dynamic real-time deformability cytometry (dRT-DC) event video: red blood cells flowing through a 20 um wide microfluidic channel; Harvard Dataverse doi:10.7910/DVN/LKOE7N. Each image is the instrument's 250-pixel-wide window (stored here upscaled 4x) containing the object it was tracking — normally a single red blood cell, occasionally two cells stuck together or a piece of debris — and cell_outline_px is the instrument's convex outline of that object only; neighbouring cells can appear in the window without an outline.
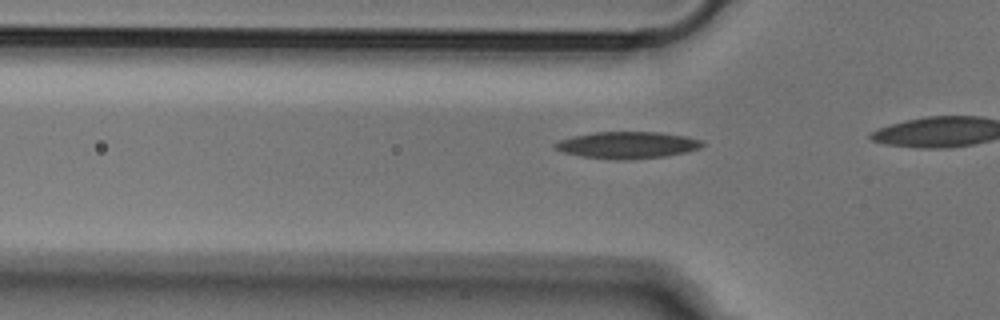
{"species": "Egyptian fruit bat (a non-hibernating species)", "species_latin": "Rousettus aegyptiacus", "temperature_condition": "cold", "stored_images_in_passage": 16, "camera_frame_rate_fps": 3000, "um_per_image_px": 0.085, "animal": {"sex": "male"}, "frame": {"image": 1, "passage_image": 13, "time_ms": 4.0, "image_size_px": [1000, 320], "cell_outline_px": [[704, 144], [700, 148], [688, 152], [664, 156], [628, 160], [616, 160], [580, 156], [564, 152], [552, 148], [552, 144], [560, 140], [572, 136], [596, 132], [660, 132], [684, 136], [700, 140]], "centroid_in_image_um": [53.29, 12.33], "position_along_channel_um": 72.5, "area_um2": 23.06}}